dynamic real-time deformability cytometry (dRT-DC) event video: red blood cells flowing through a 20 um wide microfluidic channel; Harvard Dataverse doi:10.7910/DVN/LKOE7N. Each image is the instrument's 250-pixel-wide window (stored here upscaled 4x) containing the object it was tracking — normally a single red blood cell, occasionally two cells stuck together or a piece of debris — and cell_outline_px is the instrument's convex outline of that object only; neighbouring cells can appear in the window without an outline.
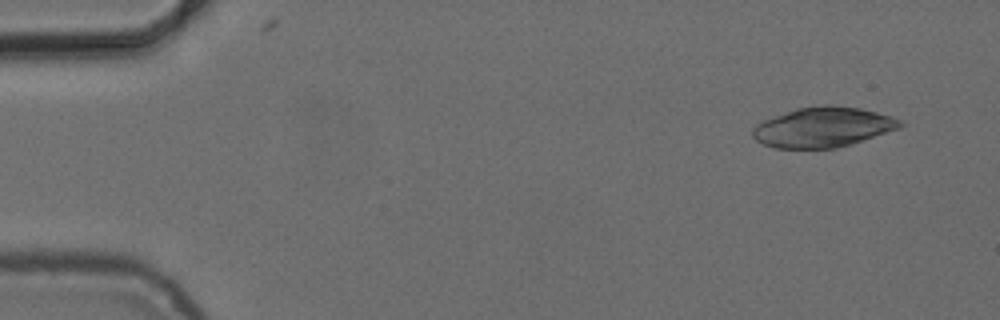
{"species": "common noctule bat (a hibernating species)", "species_latin": "Nyctalus noctula", "temperature_condition": "cold", "stored_images_in_passage": 4, "camera_frame_rate_fps": 3000, "um_per_image_px": 0.085, "animal": {"sex": "female", "body_mass_g": 24.6, "forearm_length_mm": 56.2}, "frame": {"image": 1, "passage_image": 1, "time_ms": 0.0, "image_size_px": [1000, 320], "cell_outline_px": [[904, 124], [900, 128], [836, 148], [776, 148], [764, 144], [756, 140], [752, 136], [752, 128], [756, 124], [764, 120], [796, 108], [824, 104], [832, 104], [860, 108], [892, 116], [904, 120]], "centroid_in_image_um": [69.96, 10.79], "position_along_channel_um": 15.0, "area_um2": 34.39}}